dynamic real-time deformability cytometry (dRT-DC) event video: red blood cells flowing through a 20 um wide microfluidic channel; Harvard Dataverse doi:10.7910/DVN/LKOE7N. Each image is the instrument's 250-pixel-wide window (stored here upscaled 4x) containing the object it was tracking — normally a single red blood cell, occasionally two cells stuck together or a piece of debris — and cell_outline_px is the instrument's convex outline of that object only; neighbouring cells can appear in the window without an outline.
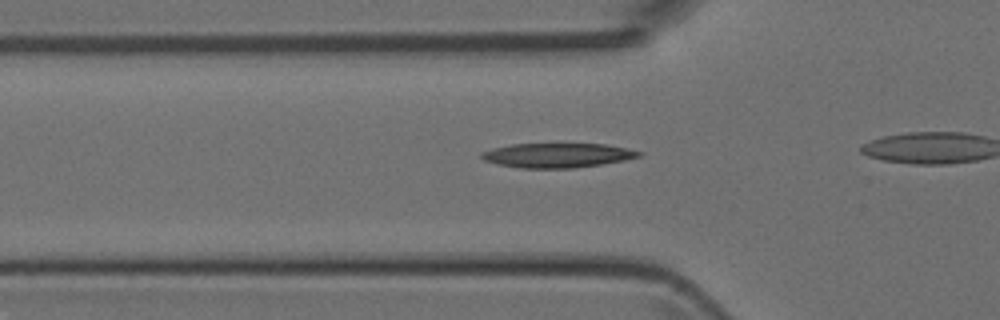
{"species": "Egyptian fruit bat (a non-hibernating species)", "species_latin": "Rousettus aegyptiacus", "temperature_condition": "room temperature", "stored_images_in_passage": 26, "camera_frame_rate_fps": 3000, "um_per_image_px": 0.085, "animal": {"sex": "female"}, "frame": {"image": 1, "passage_image": 4, "time_ms": 1.0, "image_size_px": [1000, 320], "cell_outline_px": [[644, 152], [640, 156], [624, 160], [600, 164], [572, 168], [520, 168], [496, 164], [484, 160], [480, 156], [480, 152], [492, 148], [512, 144], [604, 144]], "centroid_in_image_um": [47.32, 13.2], "position_along_channel_um": 78.5, "area_um2": 22.31}}
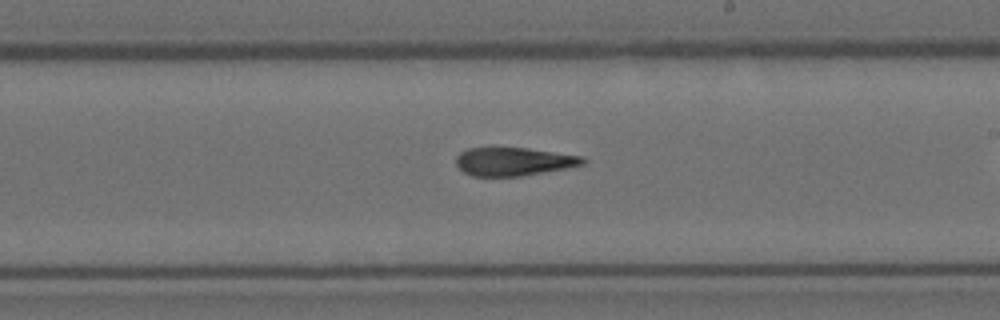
{"frame": {"image": 2, "passage_image": 16, "time_ms": 5.0, "image_size_px": [1000, 320], "cell_outline_px": [[588, 160], [584, 164], [564, 168], [520, 176], [472, 176], [464, 172], [456, 164], [456, 156], [460, 152], [468, 148], [492, 144], [528, 148], [580, 156]], "centroid_in_image_um": [43.57, 13.68], "position_along_channel_um": 245.4, "area_um2": 21.5}}
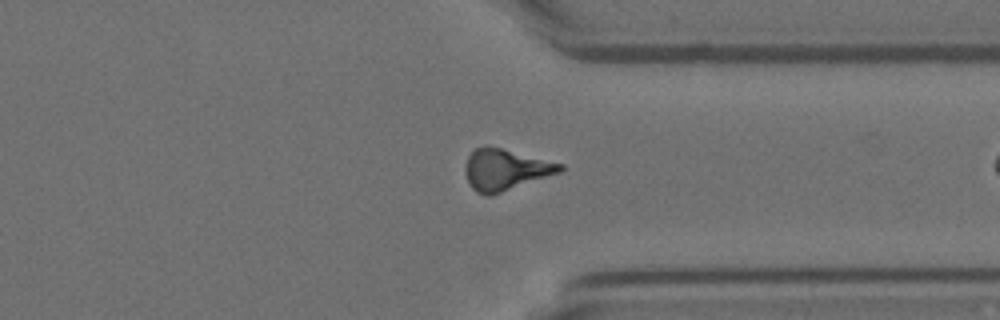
{"frame": {"image": 3, "passage_image": 25, "time_ms": 8.0, "image_size_px": [1000, 320], "cell_outline_px": [[564, 168], [560, 172], [492, 196], [488, 196], [476, 192], [472, 188], [464, 172], [464, 168], [468, 156], [476, 148], [488, 144], [564, 164]], "centroid_in_image_um": [42.94, 14.41], "position_along_channel_um": 368.5, "area_um2": 23.0}}